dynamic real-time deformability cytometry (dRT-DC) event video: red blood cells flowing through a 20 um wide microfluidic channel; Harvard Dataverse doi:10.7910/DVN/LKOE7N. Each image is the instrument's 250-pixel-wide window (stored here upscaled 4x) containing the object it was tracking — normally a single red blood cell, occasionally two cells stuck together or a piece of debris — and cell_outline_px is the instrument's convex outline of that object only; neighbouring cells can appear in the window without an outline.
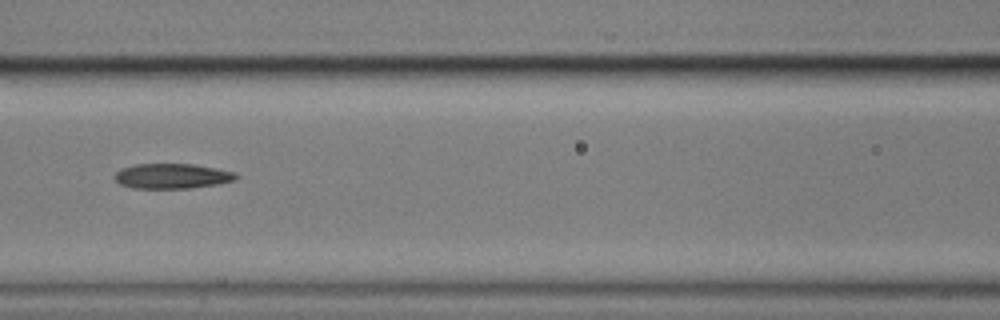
{"species": "common noctule bat (a hibernating species)", "species_latin": "Nyctalus noctula", "temperature_condition": "cold", "stored_images_in_passage": 19, "camera_frame_rate_fps": 3000, "um_per_image_px": 0.085, "animal": {"sex": "male", "body_mass_g": 17.9}, "frame": {"image": 1, "passage_image": 9, "time_ms": 2.667, "image_size_px": [1000, 320], "cell_outline_px": [[236, 180], [216, 184], [188, 188], [132, 188], [120, 184], [112, 176], [120, 168], [136, 164], [192, 164], [216, 168], [236, 172]], "centroid_in_image_um": [14.58, 14.96], "position_along_channel_um": 152.0, "area_um2": 17.69}}
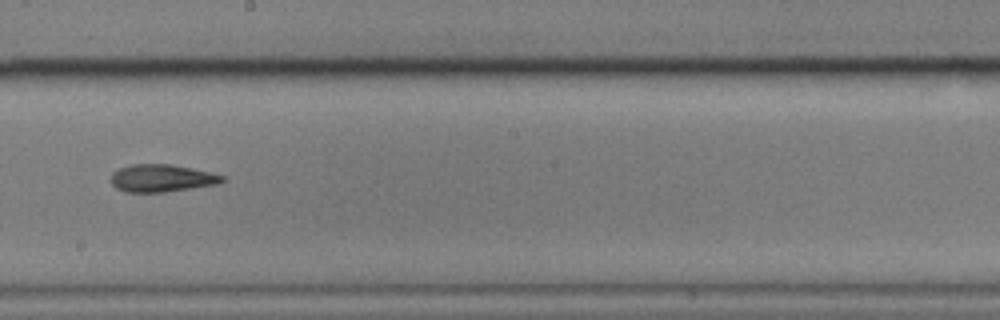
{"frame": {"image": 2, "passage_image": 16, "time_ms": 5.0, "image_size_px": [1000, 320], "cell_outline_px": [[224, 180], [220, 184], [164, 192], [124, 192], [116, 188], [112, 184], [112, 172], [120, 168], [132, 164], [172, 164], [192, 168], [224, 176]], "centroid_in_image_um": [13.74, 15.15], "position_along_channel_um": 234.5, "area_um2": 17.8}}